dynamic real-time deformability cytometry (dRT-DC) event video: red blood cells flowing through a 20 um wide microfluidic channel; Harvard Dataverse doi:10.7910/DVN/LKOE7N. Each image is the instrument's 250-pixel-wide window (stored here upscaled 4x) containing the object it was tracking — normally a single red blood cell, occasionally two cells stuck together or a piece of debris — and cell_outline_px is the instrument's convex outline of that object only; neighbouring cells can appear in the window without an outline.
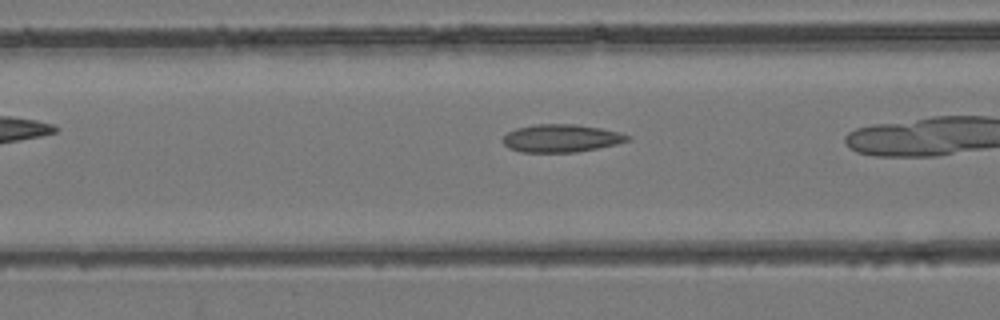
{"species": "common noctule bat (a hibernating species)", "species_latin": "Nyctalus noctula", "temperature_condition": "room temperature", "stored_images_in_passage": 21, "camera_frame_rate_fps": 3000, "um_per_image_px": 0.085, "animal": {"sex": "female", "body_mass_g": 24.6, "forearm_length_mm": 56.2}, "frame": {"image": 1, "passage_image": 4, "time_ms": 1.0, "image_size_px": [1000, 320], "cell_outline_px": [[632, 140], [616, 144], [576, 152], [520, 152], [508, 148], [500, 140], [508, 132], [516, 128], [536, 124], [576, 124], [600, 128], [620, 132], [632, 136]], "centroid_in_image_um": [47.7, 11.75], "position_along_channel_um": 118.9, "area_um2": 20.35}}